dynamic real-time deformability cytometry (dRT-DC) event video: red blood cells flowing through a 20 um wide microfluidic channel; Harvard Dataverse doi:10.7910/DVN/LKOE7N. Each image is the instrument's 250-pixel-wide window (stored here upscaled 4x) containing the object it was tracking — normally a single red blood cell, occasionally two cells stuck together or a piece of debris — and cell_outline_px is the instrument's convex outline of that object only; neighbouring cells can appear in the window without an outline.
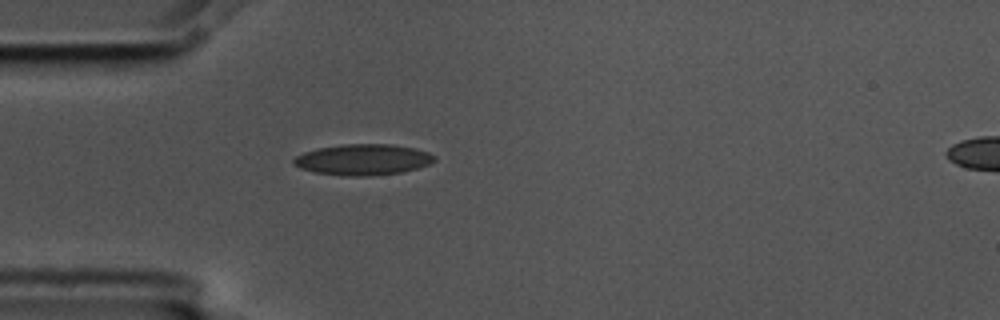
{"species": "common noctule bat (a hibernating species)", "species_latin": "Nyctalus noctula", "temperature_condition": "cold", "stored_images_in_passage": 1, "camera_frame_rate_fps": 3000, "um_per_image_px": 0.085, "animal": {"sex": "male", "body_mass_g": 17.5, "forearm_length_mm": 52.3}, "frame": {"image": 1, "passage_image": 1, "time_ms": 0.0, "image_size_px": [1000, 320], "cell_outline_px": [[436, 160], [428, 164], [416, 168], [400, 172], [368, 176], [344, 176], [316, 172], [300, 168], [292, 164], [292, 160], [296, 156], [304, 152], [316, 148], [340, 144], [392, 144], [416, 148], [428, 152], [436, 156]], "centroid_in_image_um": [30.83, 13.55], "position_along_channel_um": 54.2, "area_um2": 25.49}}